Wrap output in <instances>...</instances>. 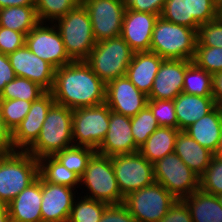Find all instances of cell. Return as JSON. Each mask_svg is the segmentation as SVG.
<instances>
[{
	"label": "cell",
	"instance_id": "cell-10",
	"mask_svg": "<svg viewBox=\"0 0 222 222\" xmlns=\"http://www.w3.org/2000/svg\"><path fill=\"white\" fill-rule=\"evenodd\" d=\"M153 170L155 182L164 186L177 200L199 189V176L175 153L153 163Z\"/></svg>",
	"mask_w": 222,
	"mask_h": 222
},
{
	"label": "cell",
	"instance_id": "cell-13",
	"mask_svg": "<svg viewBox=\"0 0 222 222\" xmlns=\"http://www.w3.org/2000/svg\"><path fill=\"white\" fill-rule=\"evenodd\" d=\"M51 24L49 27L44 22H39L25 36V45L30 51L48 62L56 70L71 63L72 60L66 53L59 30L54 23Z\"/></svg>",
	"mask_w": 222,
	"mask_h": 222
},
{
	"label": "cell",
	"instance_id": "cell-5",
	"mask_svg": "<svg viewBox=\"0 0 222 222\" xmlns=\"http://www.w3.org/2000/svg\"><path fill=\"white\" fill-rule=\"evenodd\" d=\"M54 23L60 32L69 58L72 61H85L96 40L89 13L84 5L72 9Z\"/></svg>",
	"mask_w": 222,
	"mask_h": 222
},
{
	"label": "cell",
	"instance_id": "cell-17",
	"mask_svg": "<svg viewBox=\"0 0 222 222\" xmlns=\"http://www.w3.org/2000/svg\"><path fill=\"white\" fill-rule=\"evenodd\" d=\"M7 56L16 76L36 82L46 91L53 89L55 69L30 51L26 45Z\"/></svg>",
	"mask_w": 222,
	"mask_h": 222
},
{
	"label": "cell",
	"instance_id": "cell-50",
	"mask_svg": "<svg viewBox=\"0 0 222 222\" xmlns=\"http://www.w3.org/2000/svg\"><path fill=\"white\" fill-rule=\"evenodd\" d=\"M0 222H11L7 205L0 204Z\"/></svg>",
	"mask_w": 222,
	"mask_h": 222
},
{
	"label": "cell",
	"instance_id": "cell-36",
	"mask_svg": "<svg viewBox=\"0 0 222 222\" xmlns=\"http://www.w3.org/2000/svg\"><path fill=\"white\" fill-rule=\"evenodd\" d=\"M158 127V122L148 106L131 117L135 145L140 148Z\"/></svg>",
	"mask_w": 222,
	"mask_h": 222
},
{
	"label": "cell",
	"instance_id": "cell-27",
	"mask_svg": "<svg viewBox=\"0 0 222 222\" xmlns=\"http://www.w3.org/2000/svg\"><path fill=\"white\" fill-rule=\"evenodd\" d=\"M182 201L187 205L193 222H222V207L216 195L198 189Z\"/></svg>",
	"mask_w": 222,
	"mask_h": 222
},
{
	"label": "cell",
	"instance_id": "cell-44",
	"mask_svg": "<svg viewBox=\"0 0 222 222\" xmlns=\"http://www.w3.org/2000/svg\"><path fill=\"white\" fill-rule=\"evenodd\" d=\"M125 10L148 12L160 16L165 0H122Z\"/></svg>",
	"mask_w": 222,
	"mask_h": 222
},
{
	"label": "cell",
	"instance_id": "cell-11",
	"mask_svg": "<svg viewBox=\"0 0 222 222\" xmlns=\"http://www.w3.org/2000/svg\"><path fill=\"white\" fill-rule=\"evenodd\" d=\"M110 157L123 197L155 182L153 164L139 152Z\"/></svg>",
	"mask_w": 222,
	"mask_h": 222
},
{
	"label": "cell",
	"instance_id": "cell-38",
	"mask_svg": "<svg viewBox=\"0 0 222 222\" xmlns=\"http://www.w3.org/2000/svg\"><path fill=\"white\" fill-rule=\"evenodd\" d=\"M193 62L210 74L222 71V47L196 45Z\"/></svg>",
	"mask_w": 222,
	"mask_h": 222
},
{
	"label": "cell",
	"instance_id": "cell-25",
	"mask_svg": "<svg viewBox=\"0 0 222 222\" xmlns=\"http://www.w3.org/2000/svg\"><path fill=\"white\" fill-rule=\"evenodd\" d=\"M184 131L201 146L214 153L221 138L222 107L216 106Z\"/></svg>",
	"mask_w": 222,
	"mask_h": 222
},
{
	"label": "cell",
	"instance_id": "cell-51",
	"mask_svg": "<svg viewBox=\"0 0 222 222\" xmlns=\"http://www.w3.org/2000/svg\"><path fill=\"white\" fill-rule=\"evenodd\" d=\"M214 157L219 160H222V132H221V138L219 140L217 150L214 152Z\"/></svg>",
	"mask_w": 222,
	"mask_h": 222
},
{
	"label": "cell",
	"instance_id": "cell-16",
	"mask_svg": "<svg viewBox=\"0 0 222 222\" xmlns=\"http://www.w3.org/2000/svg\"><path fill=\"white\" fill-rule=\"evenodd\" d=\"M55 103L51 91L33 101L26 117L12 131L14 150L26 151L38 138L50 107Z\"/></svg>",
	"mask_w": 222,
	"mask_h": 222
},
{
	"label": "cell",
	"instance_id": "cell-3",
	"mask_svg": "<svg viewBox=\"0 0 222 222\" xmlns=\"http://www.w3.org/2000/svg\"><path fill=\"white\" fill-rule=\"evenodd\" d=\"M72 117V109L54 103L46 115L37 140L26 151L39 160L45 156H54L64 148L74 145Z\"/></svg>",
	"mask_w": 222,
	"mask_h": 222
},
{
	"label": "cell",
	"instance_id": "cell-34",
	"mask_svg": "<svg viewBox=\"0 0 222 222\" xmlns=\"http://www.w3.org/2000/svg\"><path fill=\"white\" fill-rule=\"evenodd\" d=\"M81 4L82 0H35L34 5L39 22L53 23Z\"/></svg>",
	"mask_w": 222,
	"mask_h": 222
},
{
	"label": "cell",
	"instance_id": "cell-41",
	"mask_svg": "<svg viewBox=\"0 0 222 222\" xmlns=\"http://www.w3.org/2000/svg\"><path fill=\"white\" fill-rule=\"evenodd\" d=\"M197 45L222 47V19L201 24L197 29Z\"/></svg>",
	"mask_w": 222,
	"mask_h": 222
},
{
	"label": "cell",
	"instance_id": "cell-19",
	"mask_svg": "<svg viewBox=\"0 0 222 222\" xmlns=\"http://www.w3.org/2000/svg\"><path fill=\"white\" fill-rule=\"evenodd\" d=\"M74 190L75 188L48 183L42 178V222H68L76 198Z\"/></svg>",
	"mask_w": 222,
	"mask_h": 222
},
{
	"label": "cell",
	"instance_id": "cell-20",
	"mask_svg": "<svg viewBox=\"0 0 222 222\" xmlns=\"http://www.w3.org/2000/svg\"><path fill=\"white\" fill-rule=\"evenodd\" d=\"M131 131V117L110 112L109 128L105 139L97 149V153L114 156L138 152Z\"/></svg>",
	"mask_w": 222,
	"mask_h": 222
},
{
	"label": "cell",
	"instance_id": "cell-15",
	"mask_svg": "<svg viewBox=\"0 0 222 222\" xmlns=\"http://www.w3.org/2000/svg\"><path fill=\"white\" fill-rule=\"evenodd\" d=\"M148 100V96L139 91L126 75L106 83L105 103L117 114L133 117L147 106Z\"/></svg>",
	"mask_w": 222,
	"mask_h": 222
},
{
	"label": "cell",
	"instance_id": "cell-26",
	"mask_svg": "<svg viewBox=\"0 0 222 222\" xmlns=\"http://www.w3.org/2000/svg\"><path fill=\"white\" fill-rule=\"evenodd\" d=\"M174 153L199 177L214 157V153L197 143L184 130H179L177 134Z\"/></svg>",
	"mask_w": 222,
	"mask_h": 222
},
{
	"label": "cell",
	"instance_id": "cell-14",
	"mask_svg": "<svg viewBox=\"0 0 222 222\" xmlns=\"http://www.w3.org/2000/svg\"><path fill=\"white\" fill-rule=\"evenodd\" d=\"M96 42L121 35L125 8L122 0H82Z\"/></svg>",
	"mask_w": 222,
	"mask_h": 222
},
{
	"label": "cell",
	"instance_id": "cell-8",
	"mask_svg": "<svg viewBox=\"0 0 222 222\" xmlns=\"http://www.w3.org/2000/svg\"><path fill=\"white\" fill-rule=\"evenodd\" d=\"M176 201L164 186L154 182L128 194L123 204L137 222H159Z\"/></svg>",
	"mask_w": 222,
	"mask_h": 222
},
{
	"label": "cell",
	"instance_id": "cell-47",
	"mask_svg": "<svg viewBox=\"0 0 222 222\" xmlns=\"http://www.w3.org/2000/svg\"><path fill=\"white\" fill-rule=\"evenodd\" d=\"M14 151L12 131L5 125L0 110V154Z\"/></svg>",
	"mask_w": 222,
	"mask_h": 222
},
{
	"label": "cell",
	"instance_id": "cell-33",
	"mask_svg": "<svg viewBox=\"0 0 222 222\" xmlns=\"http://www.w3.org/2000/svg\"><path fill=\"white\" fill-rule=\"evenodd\" d=\"M96 151L85 146L72 145L57 152L54 157L68 170L81 177L87 167V163Z\"/></svg>",
	"mask_w": 222,
	"mask_h": 222
},
{
	"label": "cell",
	"instance_id": "cell-53",
	"mask_svg": "<svg viewBox=\"0 0 222 222\" xmlns=\"http://www.w3.org/2000/svg\"><path fill=\"white\" fill-rule=\"evenodd\" d=\"M218 6L222 5V0H215Z\"/></svg>",
	"mask_w": 222,
	"mask_h": 222
},
{
	"label": "cell",
	"instance_id": "cell-22",
	"mask_svg": "<svg viewBox=\"0 0 222 222\" xmlns=\"http://www.w3.org/2000/svg\"><path fill=\"white\" fill-rule=\"evenodd\" d=\"M42 177L22 190L8 205L11 222H42Z\"/></svg>",
	"mask_w": 222,
	"mask_h": 222
},
{
	"label": "cell",
	"instance_id": "cell-30",
	"mask_svg": "<svg viewBox=\"0 0 222 222\" xmlns=\"http://www.w3.org/2000/svg\"><path fill=\"white\" fill-rule=\"evenodd\" d=\"M39 175L48 183L76 188L80 177L68 170L54 156H45L39 160Z\"/></svg>",
	"mask_w": 222,
	"mask_h": 222
},
{
	"label": "cell",
	"instance_id": "cell-28",
	"mask_svg": "<svg viewBox=\"0 0 222 222\" xmlns=\"http://www.w3.org/2000/svg\"><path fill=\"white\" fill-rule=\"evenodd\" d=\"M179 130L172 127L159 126L139 148V153L150 163L174 153L176 137Z\"/></svg>",
	"mask_w": 222,
	"mask_h": 222
},
{
	"label": "cell",
	"instance_id": "cell-43",
	"mask_svg": "<svg viewBox=\"0 0 222 222\" xmlns=\"http://www.w3.org/2000/svg\"><path fill=\"white\" fill-rule=\"evenodd\" d=\"M99 222H137L123 204H109Z\"/></svg>",
	"mask_w": 222,
	"mask_h": 222
},
{
	"label": "cell",
	"instance_id": "cell-4",
	"mask_svg": "<svg viewBox=\"0 0 222 222\" xmlns=\"http://www.w3.org/2000/svg\"><path fill=\"white\" fill-rule=\"evenodd\" d=\"M197 45V29L178 25L159 16L155 22L150 51L163 59L193 61Z\"/></svg>",
	"mask_w": 222,
	"mask_h": 222
},
{
	"label": "cell",
	"instance_id": "cell-7",
	"mask_svg": "<svg viewBox=\"0 0 222 222\" xmlns=\"http://www.w3.org/2000/svg\"><path fill=\"white\" fill-rule=\"evenodd\" d=\"M88 190L87 198L107 204H121L124 201L112 165L111 157L95 152L80 177V184ZM89 195V196H88Z\"/></svg>",
	"mask_w": 222,
	"mask_h": 222
},
{
	"label": "cell",
	"instance_id": "cell-42",
	"mask_svg": "<svg viewBox=\"0 0 222 222\" xmlns=\"http://www.w3.org/2000/svg\"><path fill=\"white\" fill-rule=\"evenodd\" d=\"M25 45V35L0 26V52L10 54Z\"/></svg>",
	"mask_w": 222,
	"mask_h": 222
},
{
	"label": "cell",
	"instance_id": "cell-6",
	"mask_svg": "<svg viewBox=\"0 0 222 222\" xmlns=\"http://www.w3.org/2000/svg\"><path fill=\"white\" fill-rule=\"evenodd\" d=\"M134 51L121 37H114L96 42L85 62L106 84L126 75Z\"/></svg>",
	"mask_w": 222,
	"mask_h": 222
},
{
	"label": "cell",
	"instance_id": "cell-18",
	"mask_svg": "<svg viewBox=\"0 0 222 222\" xmlns=\"http://www.w3.org/2000/svg\"><path fill=\"white\" fill-rule=\"evenodd\" d=\"M191 60L164 59L148 99L174 100L182 91L186 67Z\"/></svg>",
	"mask_w": 222,
	"mask_h": 222
},
{
	"label": "cell",
	"instance_id": "cell-37",
	"mask_svg": "<svg viewBox=\"0 0 222 222\" xmlns=\"http://www.w3.org/2000/svg\"><path fill=\"white\" fill-rule=\"evenodd\" d=\"M32 102L14 100H0V110L5 125L13 131L17 125L26 117Z\"/></svg>",
	"mask_w": 222,
	"mask_h": 222
},
{
	"label": "cell",
	"instance_id": "cell-29",
	"mask_svg": "<svg viewBox=\"0 0 222 222\" xmlns=\"http://www.w3.org/2000/svg\"><path fill=\"white\" fill-rule=\"evenodd\" d=\"M39 23L35 6H12L0 9V26L25 36Z\"/></svg>",
	"mask_w": 222,
	"mask_h": 222
},
{
	"label": "cell",
	"instance_id": "cell-2",
	"mask_svg": "<svg viewBox=\"0 0 222 222\" xmlns=\"http://www.w3.org/2000/svg\"><path fill=\"white\" fill-rule=\"evenodd\" d=\"M39 176V161L27 151L0 154V204L8 205Z\"/></svg>",
	"mask_w": 222,
	"mask_h": 222
},
{
	"label": "cell",
	"instance_id": "cell-45",
	"mask_svg": "<svg viewBox=\"0 0 222 222\" xmlns=\"http://www.w3.org/2000/svg\"><path fill=\"white\" fill-rule=\"evenodd\" d=\"M159 222H193L187 205L177 200Z\"/></svg>",
	"mask_w": 222,
	"mask_h": 222
},
{
	"label": "cell",
	"instance_id": "cell-49",
	"mask_svg": "<svg viewBox=\"0 0 222 222\" xmlns=\"http://www.w3.org/2000/svg\"><path fill=\"white\" fill-rule=\"evenodd\" d=\"M35 0H0V9L12 6H35Z\"/></svg>",
	"mask_w": 222,
	"mask_h": 222
},
{
	"label": "cell",
	"instance_id": "cell-24",
	"mask_svg": "<svg viewBox=\"0 0 222 222\" xmlns=\"http://www.w3.org/2000/svg\"><path fill=\"white\" fill-rule=\"evenodd\" d=\"M174 105L178 130H185L217 106L213 97L191 95L184 92L174 99Z\"/></svg>",
	"mask_w": 222,
	"mask_h": 222
},
{
	"label": "cell",
	"instance_id": "cell-40",
	"mask_svg": "<svg viewBox=\"0 0 222 222\" xmlns=\"http://www.w3.org/2000/svg\"><path fill=\"white\" fill-rule=\"evenodd\" d=\"M147 106L150 108L159 126L178 129L174 100L149 99Z\"/></svg>",
	"mask_w": 222,
	"mask_h": 222
},
{
	"label": "cell",
	"instance_id": "cell-48",
	"mask_svg": "<svg viewBox=\"0 0 222 222\" xmlns=\"http://www.w3.org/2000/svg\"><path fill=\"white\" fill-rule=\"evenodd\" d=\"M212 97L216 105L222 107V71L212 74Z\"/></svg>",
	"mask_w": 222,
	"mask_h": 222
},
{
	"label": "cell",
	"instance_id": "cell-12",
	"mask_svg": "<svg viewBox=\"0 0 222 222\" xmlns=\"http://www.w3.org/2000/svg\"><path fill=\"white\" fill-rule=\"evenodd\" d=\"M219 15L215 0H165L161 17L172 23L198 29Z\"/></svg>",
	"mask_w": 222,
	"mask_h": 222
},
{
	"label": "cell",
	"instance_id": "cell-52",
	"mask_svg": "<svg viewBox=\"0 0 222 222\" xmlns=\"http://www.w3.org/2000/svg\"><path fill=\"white\" fill-rule=\"evenodd\" d=\"M218 17L222 19V5L219 6V15Z\"/></svg>",
	"mask_w": 222,
	"mask_h": 222
},
{
	"label": "cell",
	"instance_id": "cell-31",
	"mask_svg": "<svg viewBox=\"0 0 222 222\" xmlns=\"http://www.w3.org/2000/svg\"><path fill=\"white\" fill-rule=\"evenodd\" d=\"M46 90L36 82L30 81L24 77L16 76L9 82L0 93V100L20 99L33 102L41 97Z\"/></svg>",
	"mask_w": 222,
	"mask_h": 222
},
{
	"label": "cell",
	"instance_id": "cell-35",
	"mask_svg": "<svg viewBox=\"0 0 222 222\" xmlns=\"http://www.w3.org/2000/svg\"><path fill=\"white\" fill-rule=\"evenodd\" d=\"M77 200H74L68 222H99L105 208L109 205L82 196Z\"/></svg>",
	"mask_w": 222,
	"mask_h": 222
},
{
	"label": "cell",
	"instance_id": "cell-39",
	"mask_svg": "<svg viewBox=\"0 0 222 222\" xmlns=\"http://www.w3.org/2000/svg\"><path fill=\"white\" fill-rule=\"evenodd\" d=\"M199 189L216 196L222 194V160L212 158L208 168L199 177Z\"/></svg>",
	"mask_w": 222,
	"mask_h": 222
},
{
	"label": "cell",
	"instance_id": "cell-1",
	"mask_svg": "<svg viewBox=\"0 0 222 222\" xmlns=\"http://www.w3.org/2000/svg\"><path fill=\"white\" fill-rule=\"evenodd\" d=\"M54 101L72 110L105 103L106 84L85 61H72L55 70Z\"/></svg>",
	"mask_w": 222,
	"mask_h": 222
},
{
	"label": "cell",
	"instance_id": "cell-46",
	"mask_svg": "<svg viewBox=\"0 0 222 222\" xmlns=\"http://www.w3.org/2000/svg\"><path fill=\"white\" fill-rule=\"evenodd\" d=\"M15 78L16 75L10 65L8 56L0 52V93L4 87Z\"/></svg>",
	"mask_w": 222,
	"mask_h": 222
},
{
	"label": "cell",
	"instance_id": "cell-23",
	"mask_svg": "<svg viewBox=\"0 0 222 222\" xmlns=\"http://www.w3.org/2000/svg\"><path fill=\"white\" fill-rule=\"evenodd\" d=\"M163 61V58L152 51L134 52L126 77L139 91L148 96Z\"/></svg>",
	"mask_w": 222,
	"mask_h": 222
},
{
	"label": "cell",
	"instance_id": "cell-32",
	"mask_svg": "<svg viewBox=\"0 0 222 222\" xmlns=\"http://www.w3.org/2000/svg\"><path fill=\"white\" fill-rule=\"evenodd\" d=\"M182 92L191 95L212 97V74L199 68L192 61L186 67Z\"/></svg>",
	"mask_w": 222,
	"mask_h": 222
},
{
	"label": "cell",
	"instance_id": "cell-21",
	"mask_svg": "<svg viewBox=\"0 0 222 222\" xmlns=\"http://www.w3.org/2000/svg\"><path fill=\"white\" fill-rule=\"evenodd\" d=\"M158 17L148 12L126 10L120 36L134 52L150 51L153 28Z\"/></svg>",
	"mask_w": 222,
	"mask_h": 222
},
{
	"label": "cell",
	"instance_id": "cell-9",
	"mask_svg": "<svg viewBox=\"0 0 222 222\" xmlns=\"http://www.w3.org/2000/svg\"><path fill=\"white\" fill-rule=\"evenodd\" d=\"M110 112L106 103L74 109L72 117L73 144L97 151L106 137Z\"/></svg>",
	"mask_w": 222,
	"mask_h": 222
}]
</instances>
